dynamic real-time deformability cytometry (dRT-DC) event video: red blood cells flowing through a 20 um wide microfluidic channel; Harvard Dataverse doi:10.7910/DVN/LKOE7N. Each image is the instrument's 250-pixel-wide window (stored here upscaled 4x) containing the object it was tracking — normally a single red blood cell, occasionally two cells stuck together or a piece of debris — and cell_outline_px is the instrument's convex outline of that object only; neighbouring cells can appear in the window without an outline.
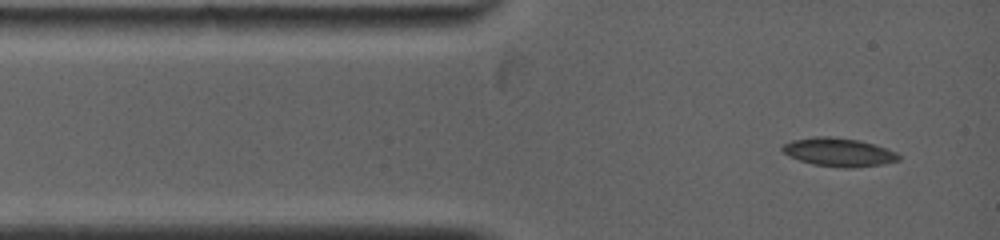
{"species": "common noctule bat (a hibernating species)", "species_latin": "Nyctalus noctula", "temperature_condition": "warm", "stored_images_in_passage": 50, "camera_frame_rate_fps": 5000, "um_per_image_px": 0.085, "animal": {"sex": "female", "body_mass_g": 19.0, "forearm_length_mm": 53.3}, "frame": {"image": 1, "passage_image": 1, "time_ms": 0.0, "image_size_px": [1000, 240], "cell_outline_px": [[900, 160], [880, 164], [848, 168], [844, 168], [812, 164], [788, 156], [780, 148], [784, 144], [792, 140], [816, 136], [828, 136], [860, 140], [896, 152], [900, 156]], "centroid_in_image_um": [71.25, 12.93], "position_along_channel_um": 13.7, "area_um2": 19.07}}
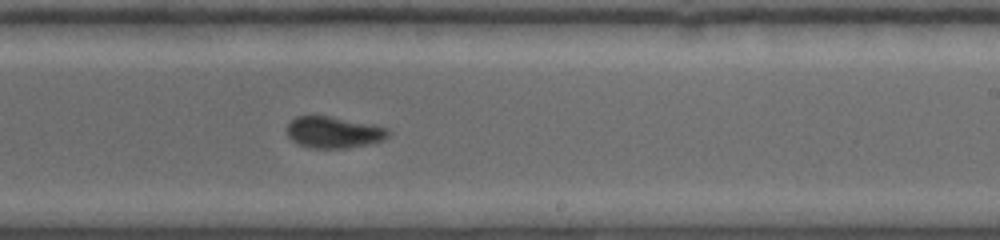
{"frame": {"image": 2, "passage_image": 22, "time_ms": 7.0, "image_size_px": [1000, 240], "cell_outline_px": [[392, 132], [388, 136], [380, 140], [364, 144], [344, 148], [308, 148], [296, 144], [288, 136], [288, 124], [296, 116], [328, 116], [388, 128]], "centroid_in_image_um": [28.31, 11.25], "position_along_channel_um": 260.7, "area_um2": 18.21}}
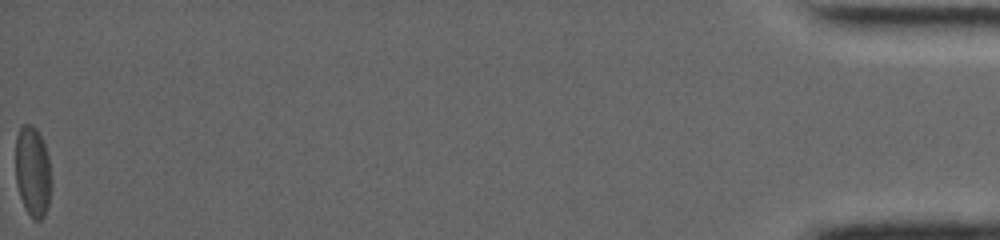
{"frame": {"image": 3, "passage_image": 50, "time_ms": 15.6, "image_size_px": [1000, 240], "cell_outline_px": [[52, 184], [48, 208], [44, 216], [40, 220], [32, 220], [24, 208], [16, 184], [16, 136], [20, 124], [32, 124], [36, 128], [44, 144], [48, 156], [52, 180]], "centroid_in_image_um": [2.79, 14.6], "position_along_channel_um": 432.4, "area_um2": 19.31}, "authors_computed_cell_mechanics": {"area_um2": 18.8428, "velocity_mm_per_s": 3.9528, "shape_relaxation_time_tau1_ms": 5.2473, "shape_relaxation_time_tau2_ms": 3.2767, "deformation_change_tau1": 0.1098, "deformation_change_tau2": 0.063}}